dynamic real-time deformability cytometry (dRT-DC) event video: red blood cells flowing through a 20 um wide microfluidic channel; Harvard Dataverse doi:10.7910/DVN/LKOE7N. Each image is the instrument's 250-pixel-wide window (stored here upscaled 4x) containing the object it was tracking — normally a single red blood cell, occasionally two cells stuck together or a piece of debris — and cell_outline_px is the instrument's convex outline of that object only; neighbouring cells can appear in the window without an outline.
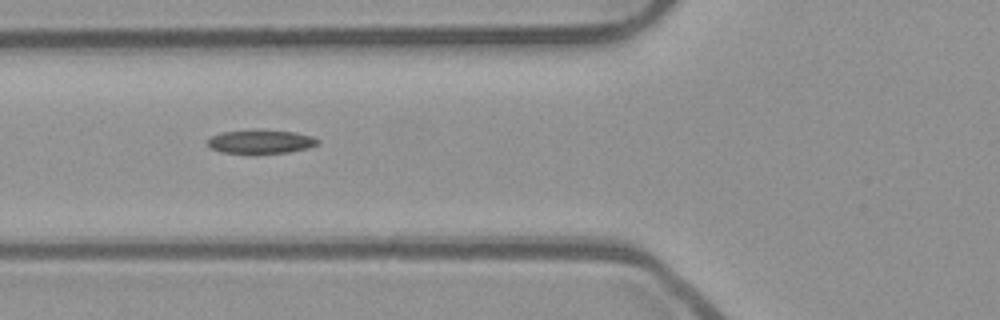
{"species": "common noctule bat (a hibernating species)", "species_latin": "Nyctalus noctula", "temperature_condition": "room temperature", "stored_images_in_passage": 37, "camera_frame_rate_fps": 3000, "um_per_image_px": 0.085, "animal": {"sex": "male", "body_mass_g": 23.1, "forearm_length_mm": 52.7}, "frame": {"image": 1, "passage_image": 4, "time_ms": 1.0, "image_size_px": [1000, 320], "cell_outline_px": [[320, 140], [316, 144], [308, 148], [288, 152], [256, 156], [248, 156], [220, 152], [212, 148], [208, 144], [208, 140], [212, 136], [220, 132], [296, 132], [312, 136]], "centroid_in_image_um": [22.14, 12.13], "position_along_channel_um": 103.7, "area_um2": 15.2}}
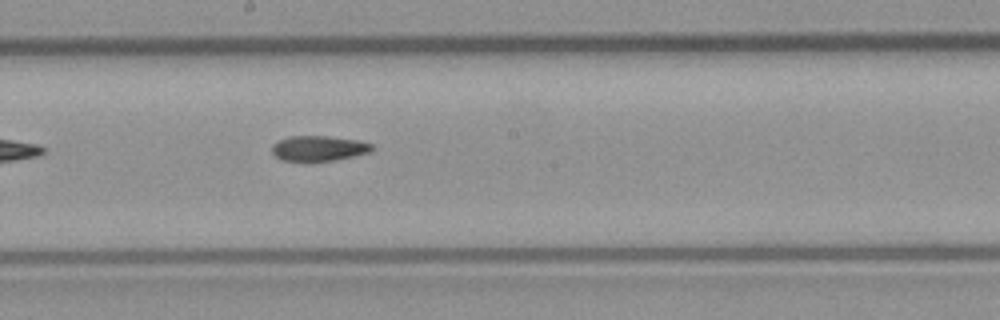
{"frame": {"image": 2, "passage_image": 13, "time_ms": 4.0, "image_size_px": [1000, 320], "cell_outline_px": [[372, 148], [368, 152], [352, 156], [332, 160], [308, 164], [280, 160], [272, 152], [272, 144], [288, 136], [328, 136], [356, 140], [372, 144]], "centroid_in_image_um": [26.99, 12.64], "position_along_channel_um": 221.2, "area_um2": 15.03}}
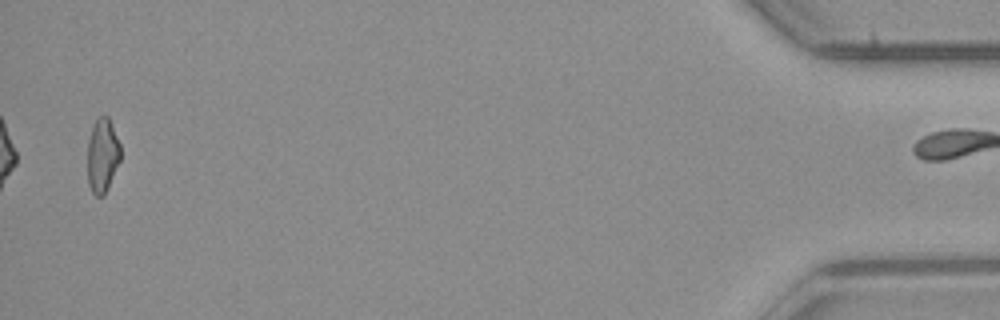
{"frame": {"image": 3, "passage_image": 36, "time_ms": 11.667, "image_size_px": [1000, 320], "cell_outline_px": [[120, 160], [108, 188], [104, 196], [96, 196], [92, 192], [88, 184], [88, 140], [92, 128], [96, 120], [100, 116], [108, 116], [120, 144]], "centroid_in_image_um": [8.71, 13.24], "position_along_channel_um": 426.5, "area_um2": 14.16}}